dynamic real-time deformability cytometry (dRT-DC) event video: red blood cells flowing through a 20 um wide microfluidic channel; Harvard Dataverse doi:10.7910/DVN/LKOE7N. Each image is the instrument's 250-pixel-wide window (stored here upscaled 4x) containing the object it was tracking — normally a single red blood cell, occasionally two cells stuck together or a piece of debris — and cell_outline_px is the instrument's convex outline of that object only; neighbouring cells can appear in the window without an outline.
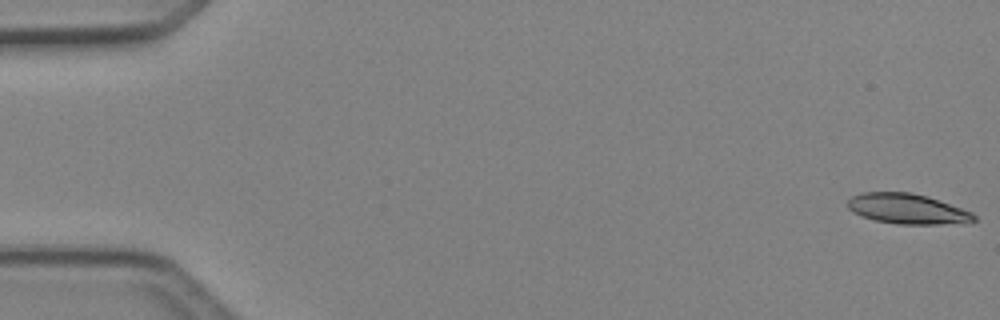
{"species": "Egyptian fruit bat (a non-hibernating species)", "species_latin": "Rousettus aegyptiacus", "temperature_condition": "cold", "stored_images_in_passage": 48, "camera_frame_rate_fps": 3000, "um_per_image_px": 0.085, "animal": {"sex": "female"}, "frame": {"image": 1, "passage_image": 1, "time_ms": 0.0, "image_size_px": [1000, 320], "cell_outline_px": [[976, 220], [936, 224], [896, 224], [876, 220], [860, 216], [852, 212], [848, 208], [848, 200], [852, 196], [860, 192], [912, 192], [928, 196], [972, 212], [976, 216]], "centroid_in_image_um": [77.06, 17.73], "position_along_channel_um": 7.9, "area_um2": 22.08}}
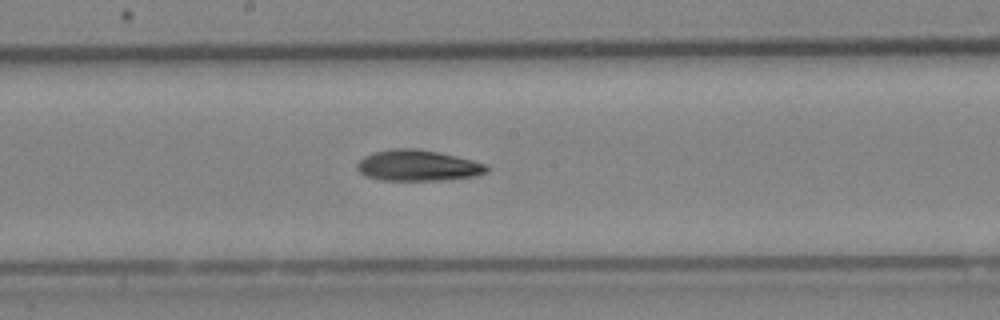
{"frame": {"image": 2, "passage_image": 26, "time_ms": 8.333, "image_size_px": [1000, 320], "cell_outline_px": [[488, 172], [476, 176], [444, 180], [380, 180], [364, 176], [356, 168], [356, 164], [364, 156], [372, 152], [392, 148], [416, 148], [456, 156], [488, 164]], "centroid_in_image_um": [35.5, 14.07], "position_along_channel_um": 212.7, "area_um2": 23.58}}
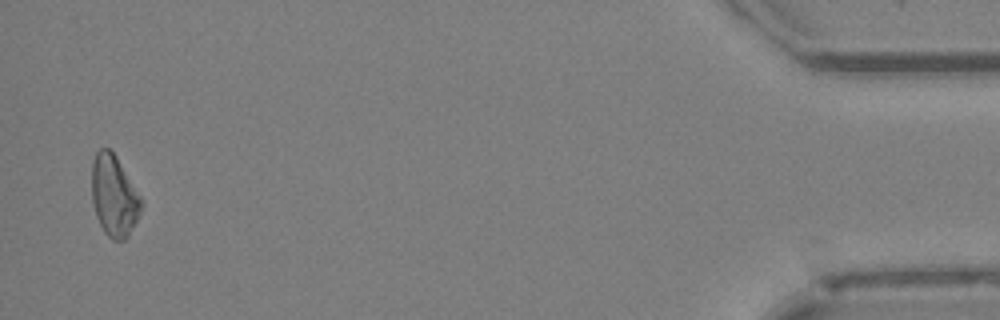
{"frame": {"image": 3, "passage_image": 47, "time_ms": 15.333, "image_size_px": [1000, 320], "cell_outline_px": [[144, 204], [128, 236], [124, 240], [112, 240], [104, 232], [96, 216], [92, 200], [92, 160], [96, 152], [100, 148], [108, 148], [116, 156], [140, 196]], "centroid_in_image_um": [9.68, 16.65], "position_along_channel_um": 425.5, "area_um2": 23.24}, "authors_computed_cell_mechanics": {"area_um2": 22.7732, "velocity_mm_per_s": 4.2611, "shape_relaxation_time_tau1_ms": 8.7567, "shape_relaxation_time_tau2_ms": 6.2023, "deformation_change_tau1": 0.1721, "deformation_change_tau2": 0.1806}}